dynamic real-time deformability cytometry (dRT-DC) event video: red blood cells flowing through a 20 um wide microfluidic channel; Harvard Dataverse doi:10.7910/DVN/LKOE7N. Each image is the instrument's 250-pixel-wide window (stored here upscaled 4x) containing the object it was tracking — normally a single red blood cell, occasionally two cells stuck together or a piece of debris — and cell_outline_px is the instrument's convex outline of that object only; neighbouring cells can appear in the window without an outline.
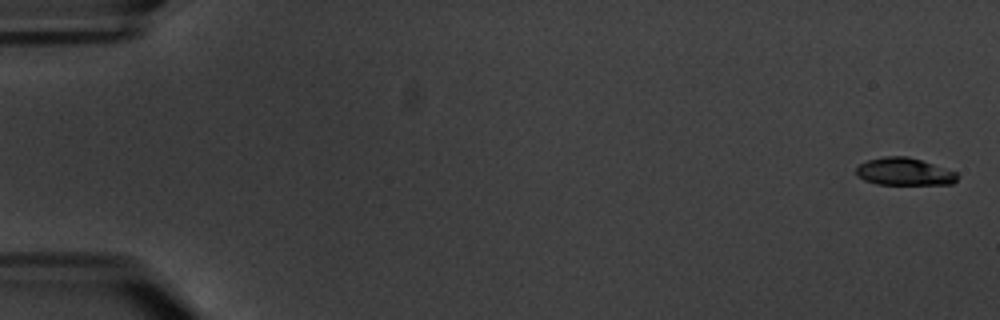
{"species": "common noctule bat (a hibernating species)", "species_latin": "Nyctalus noctula", "temperature_condition": "warm", "stored_images_in_passage": 7, "camera_frame_rate_fps": 3000, "um_per_image_px": 0.085, "animal": {"sex": "male", "body_mass_g": 20.1, "forearm_length_mm": 53.5}, "frame": {"image": 1, "passage_image": 1, "time_ms": 0.0, "image_size_px": [1000, 320], "cell_outline_px": [[960, 176], [952, 184], [876, 184], [864, 180], [856, 172], [856, 168], [860, 164], [868, 160], [884, 156], [908, 156], [956, 172]], "centroid_in_image_um": [76.87, 14.59], "position_along_channel_um": 8.1, "area_um2": 16.01}}